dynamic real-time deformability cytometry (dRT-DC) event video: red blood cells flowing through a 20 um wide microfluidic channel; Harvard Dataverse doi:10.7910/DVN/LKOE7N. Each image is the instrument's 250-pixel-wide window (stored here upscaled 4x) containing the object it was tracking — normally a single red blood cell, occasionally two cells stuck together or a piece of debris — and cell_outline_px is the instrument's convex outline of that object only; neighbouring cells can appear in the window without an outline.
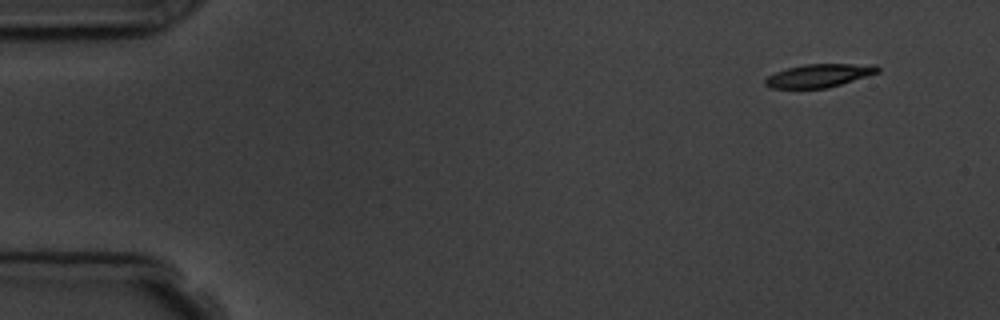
{"species": "common noctule bat (a hibernating species)", "species_latin": "Nyctalus noctula", "temperature_condition": "room temperature", "stored_images_in_passage": 6, "segment_of_instrument_passage": [2, 2], "camera_frame_rate_fps": 3000, "um_per_image_px": 0.085, "animal": {"sex": "male", "body_mass_g": 19.5, "forearm_length_mm": 54.6}, "frame": {"image": 1, "passage_image": 6, "time_ms": 6.667, "image_size_px": [1000, 320], "cell_outline_px": [[880, 72], [828, 88], [768, 88], [764, 84], [764, 80], [768, 76], [776, 72], [788, 68], [804, 64], [876, 64], [880, 68]], "centroid_in_image_um": [69.63, 6.42], "position_along_channel_um": 15.4, "area_um2": 15.26}}